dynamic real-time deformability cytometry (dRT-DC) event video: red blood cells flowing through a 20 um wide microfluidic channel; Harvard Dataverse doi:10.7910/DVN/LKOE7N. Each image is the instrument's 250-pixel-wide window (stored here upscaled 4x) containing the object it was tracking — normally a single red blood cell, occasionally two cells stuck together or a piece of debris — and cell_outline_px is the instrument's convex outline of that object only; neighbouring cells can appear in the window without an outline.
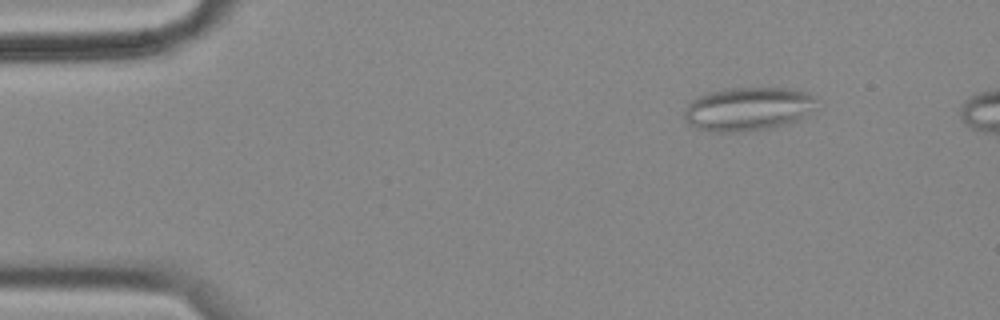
{"species": "common noctule bat (a hibernating species)", "species_latin": "Nyctalus noctula", "temperature_condition": "cold", "stored_images_in_passage": 55, "segment_of_instrument_passage": [1, 2], "camera_frame_rate_fps": 3000, "um_per_image_px": 0.085, "animal": {"sex": "female", "body_mass_g": 18.4}, "frame": {"image": 1, "passage_image": 7, "time_ms": 2.0, "image_size_px": [1000, 320], "cell_outline_px": [[824, 100], [816, 108], [796, 120], [768, 128], [736, 132], [708, 132], [696, 128], [688, 124], [684, 120], [684, 112], [688, 104], [696, 96], [704, 92], [724, 88], [788, 88], [804, 92]], "centroid_in_image_um": [63.56, 9.24], "position_along_channel_um": 21.4, "area_um2": 34.1}}